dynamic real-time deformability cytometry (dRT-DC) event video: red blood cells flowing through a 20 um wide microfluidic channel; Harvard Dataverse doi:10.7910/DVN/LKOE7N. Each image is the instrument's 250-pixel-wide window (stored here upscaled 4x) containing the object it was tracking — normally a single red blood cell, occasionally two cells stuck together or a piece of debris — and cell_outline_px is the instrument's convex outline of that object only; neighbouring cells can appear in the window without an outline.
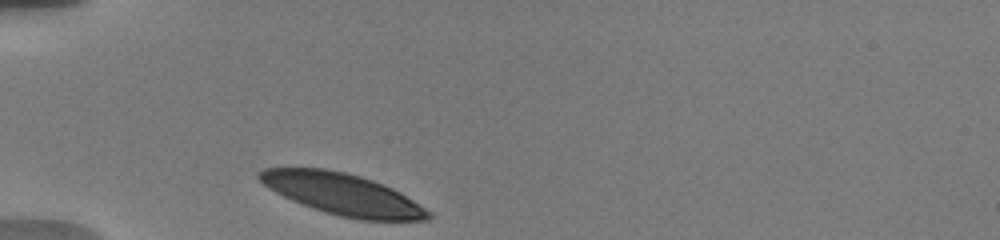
{"species": "human", "species_latin": "Homo sapiens", "temperature_condition": "warm", "stored_images_in_passage": 49, "camera_frame_rate_fps": 3000, "um_per_image_px": 0.085, "donor": {"sex": "male"}, "frame": {"image": 1, "passage_image": 1, "time_ms": 0.0, "image_size_px": [1000, 240], "cell_outline_px": [[432, 216], [428, 220], [360, 220], [340, 216], [312, 208], [292, 200], [268, 188], [256, 176], [256, 172], [264, 168], [324, 168], [348, 172], [384, 184], [400, 192], [432, 212]], "centroid_in_image_um": [29.12, 16.5], "position_along_channel_um": 55.9, "area_um2": 40.81}}
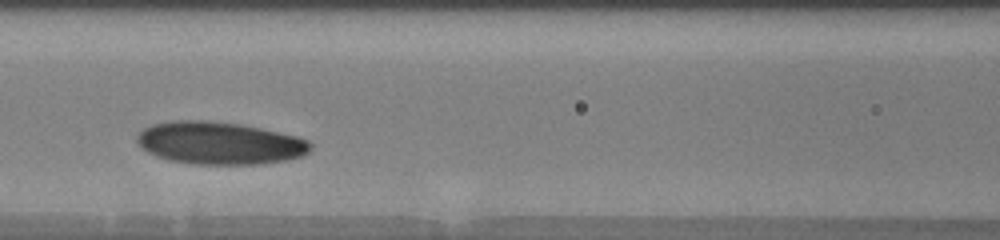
{"frame": {"image": 2, "passage_image": 20, "time_ms": 3.0, "image_size_px": [1000, 240], "cell_outline_px": [[312, 148], [304, 156], [288, 160], [264, 164], [196, 164], [168, 160], [156, 156], [140, 148], [136, 140], [136, 136], [144, 128], [152, 124], [168, 120], [208, 120], [240, 124], [260, 128], [296, 136], [308, 140], [312, 144]], "centroid_in_image_um": [18.65, 12.16], "position_along_channel_um": 147.9, "area_um2": 43.41}}
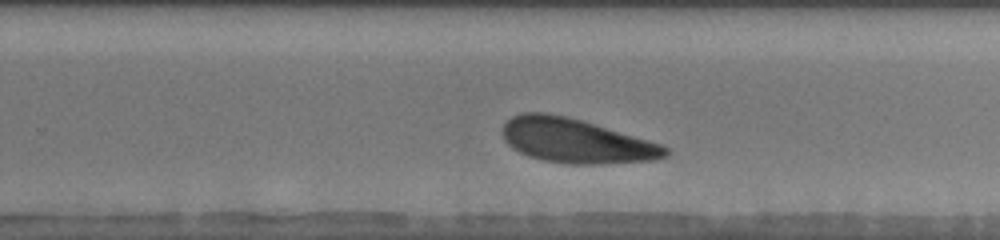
{"frame": {"image": 3, "passage_image": 39, "time_ms": 6.667, "image_size_px": [1000, 240], "cell_outline_px": [[668, 156], [652, 160], [600, 164], [568, 164], [544, 160], [528, 156], [512, 148], [504, 140], [504, 124], [512, 116], [520, 112], [548, 112], [568, 116], [660, 144], [668, 148]], "centroid_in_image_um": [48.92, 11.96], "position_along_channel_um": 280.9, "area_um2": 41.79}, "authors_computed_cell_mechanics": {"area_um2": 42.5986, "velocity_mm_per_s": 3.6425, "shape_relaxation_time_tau1_ms": 2.0007, "shape_relaxation_time_tau2_ms": 6.9908, "deformation_change_tau1": 0.0804, "deformation_change_tau2": 0.1688}}